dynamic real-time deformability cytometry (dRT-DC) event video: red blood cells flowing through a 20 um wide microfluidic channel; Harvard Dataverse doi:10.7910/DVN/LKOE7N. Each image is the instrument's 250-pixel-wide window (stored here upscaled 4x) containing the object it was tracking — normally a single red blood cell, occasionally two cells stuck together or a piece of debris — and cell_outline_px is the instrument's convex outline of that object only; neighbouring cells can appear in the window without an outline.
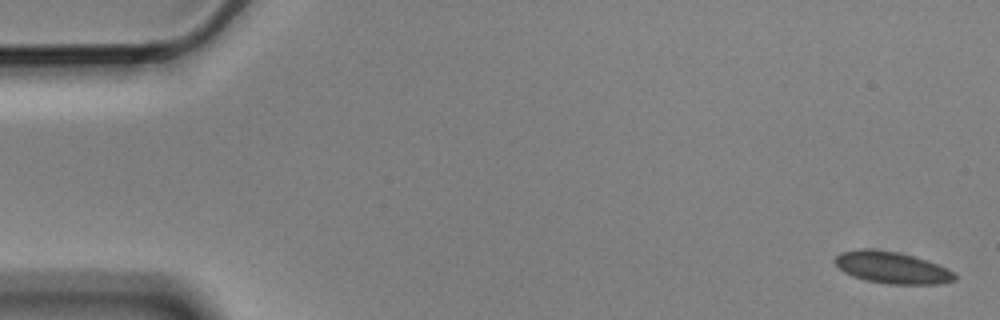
{"species": "Egyptian fruit bat (a non-hibernating species)", "species_latin": "Rousettus aegyptiacus", "temperature_condition": "cold", "stored_images_in_passage": 4, "camera_frame_rate_fps": 3000, "um_per_image_px": 0.085, "animal": {"sex": "male"}, "frame": {"image": 1, "passage_image": 1, "time_ms": 0.0, "image_size_px": [1000, 320], "cell_outline_px": [[956, 280], [936, 284], [888, 284], [864, 280], [852, 276], [844, 272], [832, 260], [840, 252], [860, 248], [872, 248], [896, 252], [912, 256], [948, 268], [956, 272]], "centroid_in_image_um": [75.79, 22.74], "position_along_channel_um": 9.2, "area_um2": 22.25}}